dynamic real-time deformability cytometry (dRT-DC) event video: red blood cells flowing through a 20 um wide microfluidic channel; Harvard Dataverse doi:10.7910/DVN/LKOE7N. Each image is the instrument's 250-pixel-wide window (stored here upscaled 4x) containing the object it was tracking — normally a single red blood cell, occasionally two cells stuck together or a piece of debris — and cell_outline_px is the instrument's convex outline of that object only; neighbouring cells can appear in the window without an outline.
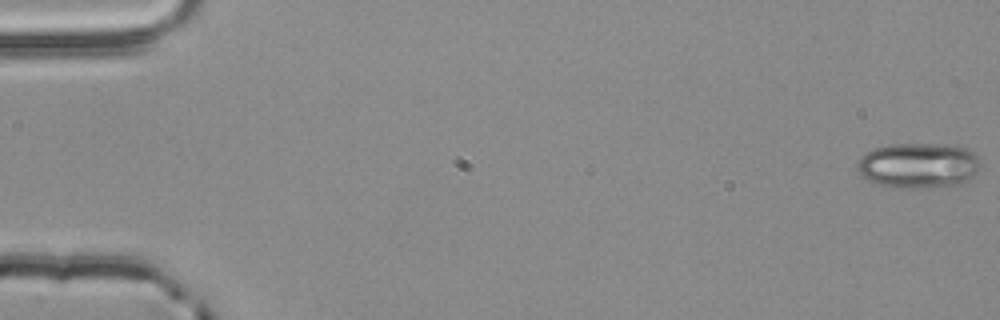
{"species": "common noctule bat (a hibernating species)", "species_latin": "Nyctalus noctula", "temperature_condition": "room temperature", "stored_images_in_passage": 4, "segment_of_instrument_passage": [1, 2], "camera_frame_rate_fps": 3000, "um_per_image_px": 0.085, "animal": {"sex": "male", "body_mass_g": 20.4}, "frame": {"image": 1, "passage_image": 1, "time_ms": 0.0, "image_size_px": [1000, 320], "cell_outline_px": [[980, 164], [976, 172], [968, 180], [960, 184], [916, 188], [888, 188], [876, 184], [868, 180], [856, 168], [864, 152], [876, 148], [892, 144], [936, 144], [964, 148], [972, 152], [980, 160]], "centroid_in_image_um": [78.03, 14.08], "position_along_channel_um": 7.0, "area_um2": 32.31}}